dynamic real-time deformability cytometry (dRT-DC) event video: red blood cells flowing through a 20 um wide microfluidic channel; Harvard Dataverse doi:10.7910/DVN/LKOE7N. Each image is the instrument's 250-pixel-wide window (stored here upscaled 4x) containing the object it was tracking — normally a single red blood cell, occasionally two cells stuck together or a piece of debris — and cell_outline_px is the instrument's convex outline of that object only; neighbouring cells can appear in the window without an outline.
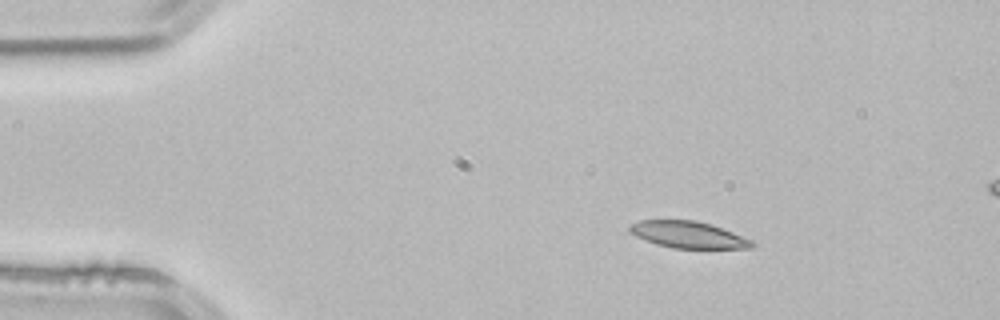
{"species": "common noctule bat (a hibernating species)", "species_latin": "Nyctalus noctula", "temperature_condition": "room temperature", "stored_images_in_passage": 3, "camera_frame_rate_fps": 3000, "um_per_image_px": 0.085, "animal": {"sex": "male", "body_mass_g": 21.5, "forearm_length_mm": 52.0}, "frame": {"image": 1, "passage_image": 1, "time_ms": 0.0, "image_size_px": [1000, 320], "cell_outline_px": [[756, 244], [752, 248], [672, 248], [656, 244], [636, 236], [628, 232], [628, 224], [640, 220], [696, 220], [712, 224], [752, 240]], "centroid_in_image_um": [58.47, 19.94], "position_along_channel_um": 26.5, "area_um2": 19.13}}